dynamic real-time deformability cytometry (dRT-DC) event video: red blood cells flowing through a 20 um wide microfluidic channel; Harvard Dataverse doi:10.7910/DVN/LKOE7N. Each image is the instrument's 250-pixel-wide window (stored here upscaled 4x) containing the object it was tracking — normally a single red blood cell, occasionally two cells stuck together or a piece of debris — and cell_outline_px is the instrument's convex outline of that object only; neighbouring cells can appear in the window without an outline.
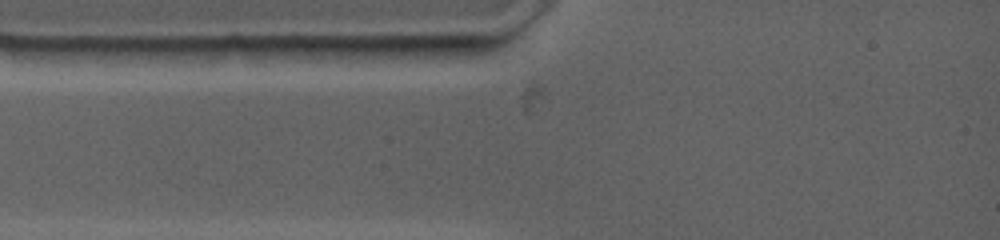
{"species": "common noctule bat (a hibernating species)", "species_latin": "Nyctalus noctula", "temperature_condition": "warm", "stored_images_in_passage": 2, "camera_frame_rate_fps": 4500, "um_per_image_px": 0.085, "animal": {"sex": "female", "body_mass_g": 19.0, "forearm_length_mm": 53.3}, "frame": {"image": 1, "passage_image": 2, "time_ms": 0.444, "image_size_px": [1000, 240], "cell_outline_px": [[272, 48], [264, 64], [164, 64], [100, 48], [232, 44], [236, 44]], "centroid_in_image_um": [16.94, 4.6], "position_along_channel_um": 68.1, "area_um2": 18.26}}